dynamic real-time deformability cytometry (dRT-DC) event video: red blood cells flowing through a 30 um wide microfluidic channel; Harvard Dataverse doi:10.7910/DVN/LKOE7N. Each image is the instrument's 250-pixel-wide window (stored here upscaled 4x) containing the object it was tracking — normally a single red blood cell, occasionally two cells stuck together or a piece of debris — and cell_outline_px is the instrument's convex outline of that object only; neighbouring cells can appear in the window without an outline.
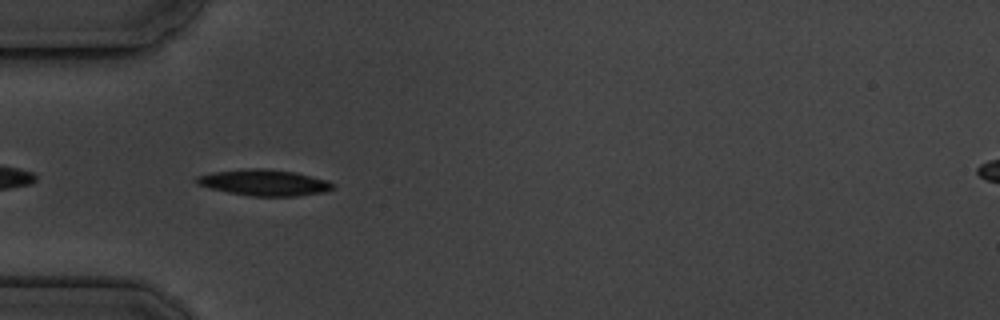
{"species": "common noctule bat (a hibernating species)", "species_latin": "Nyctalus noctula", "temperature_condition": "cold", "stored_images_in_passage": 5, "camera_frame_rate_fps": 3000, "um_per_image_px": 0.085, "animal": {"sex": "male", "body_mass_g": 19.5, "forearm_length_mm": 54.6}, "frame": {"image": 1, "passage_image": 4, "time_ms": 4.333, "image_size_px": [1000, 320], "cell_outline_px": [[336, 184], [332, 188], [324, 192], [296, 196], [252, 196], [228, 192], [196, 184], [196, 176], [212, 172], [248, 168], [264, 168], [296, 172], [324, 180]], "centroid_in_image_um": [22.44, 15.51], "position_along_channel_um": 62.6, "area_um2": 20.58}}